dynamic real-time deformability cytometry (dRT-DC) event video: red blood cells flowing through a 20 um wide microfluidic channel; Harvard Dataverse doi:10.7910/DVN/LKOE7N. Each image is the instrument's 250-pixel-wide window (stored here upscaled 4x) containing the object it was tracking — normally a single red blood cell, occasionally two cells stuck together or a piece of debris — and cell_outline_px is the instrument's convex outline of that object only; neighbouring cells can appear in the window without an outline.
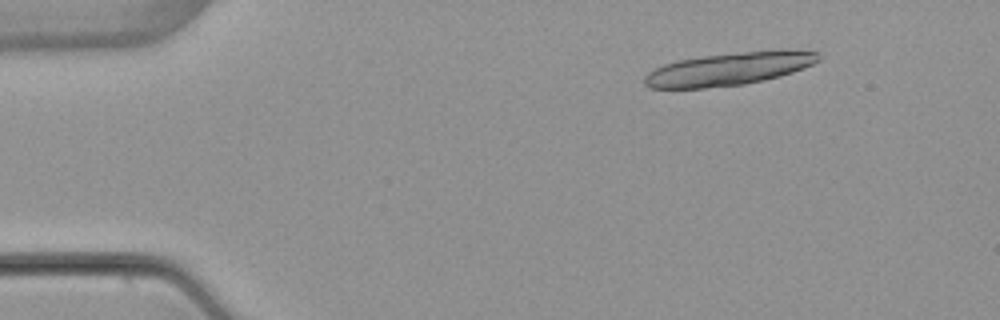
{"species": "common noctule bat (a hibernating species)", "species_latin": "Nyctalus noctula", "temperature_condition": "warm", "stored_images_in_passage": 5, "segment_of_instrument_passage": [1, 2], "camera_frame_rate_fps": 3000, "um_per_image_px": 0.085, "animal": {"sex": "female", "body_mass_g": 22.7, "forearm_length_mm": 54.2}, "frame": {"image": 1, "passage_image": 2, "time_ms": 1.333, "image_size_px": [1000, 320], "cell_outline_px": [[820, 60], [804, 68], [780, 76], [764, 80], [744, 84], [704, 88], [648, 88], [644, 84], [644, 76], [648, 72], [664, 64], [676, 60], [704, 56], [772, 48], [788, 48], [820, 52]], "centroid_in_image_um": [62.03, 5.83], "position_along_channel_um": 23.0, "area_um2": 33.93}}